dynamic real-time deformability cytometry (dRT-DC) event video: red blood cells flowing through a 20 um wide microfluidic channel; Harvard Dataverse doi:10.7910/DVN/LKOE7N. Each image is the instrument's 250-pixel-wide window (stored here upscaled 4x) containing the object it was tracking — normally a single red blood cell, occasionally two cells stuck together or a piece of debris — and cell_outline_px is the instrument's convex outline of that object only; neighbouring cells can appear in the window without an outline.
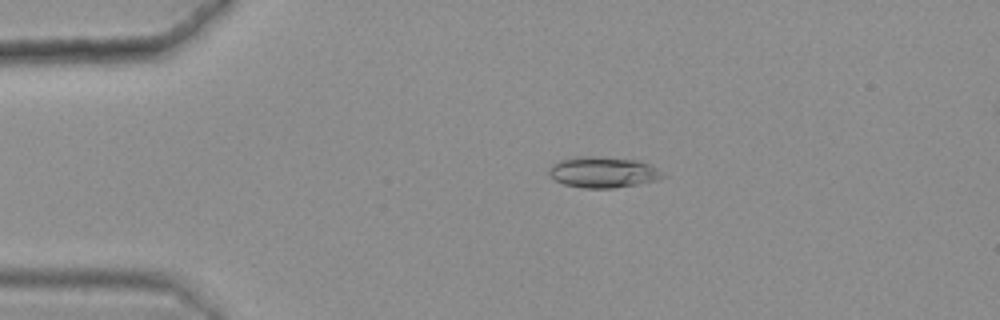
{"species": "common noctule bat (a hibernating species)", "species_latin": "Nyctalus noctula", "temperature_condition": "warm", "stored_images_in_passage": 38, "camera_frame_rate_fps": 3000, "um_per_image_px": 0.085, "animal": {"sex": "female", "body_mass_g": 25.1}, "frame": {"image": 1, "passage_image": 1, "time_ms": 0.0, "image_size_px": [1000, 320], "cell_outline_px": [[664, 176], [656, 180], [636, 184], [612, 188], [584, 188], [564, 184], [548, 176], [548, 168], [552, 164], [560, 160], [572, 156], [588, 156], [640, 160], [656, 168]], "centroid_in_image_um": [51.18, 14.63], "position_along_channel_um": 33.8, "area_um2": 20.4}}
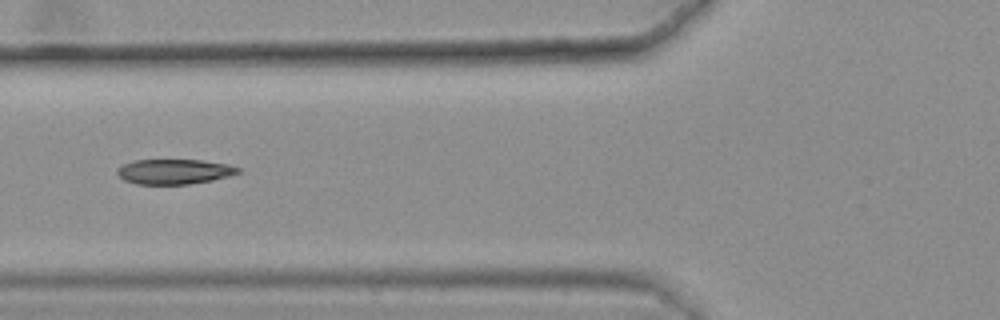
{"frame": {"image": 2, "passage_image": 11, "time_ms": 3.333, "image_size_px": [1000, 320], "cell_outline_px": [[244, 172], [212, 180], [188, 184], [136, 184], [124, 180], [116, 172], [124, 164], [136, 160], [200, 160], [228, 164], [240, 168]], "centroid_in_image_um": [14.86, 14.59], "position_along_channel_um": 110.9, "area_um2": 17.51}}
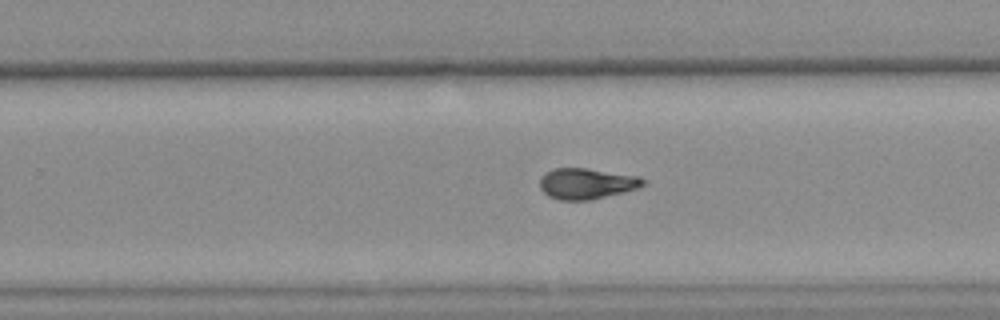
{"frame": {"image": 3, "passage_image": 25, "time_ms": 8.0, "image_size_px": [1000, 320], "cell_outline_px": [[648, 180], [644, 184], [636, 188], [624, 192], [592, 200], [560, 200], [548, 196], [540, 188], [540, 176], [544, 172], [552, 168], [584, 168], [640, 176]], "centroid_in_image_um": [49.85, 15.6], "position_along_channel_um": 280.0, "area_um2": 18.73}, "authors_computed_cell_mechanics": {"area_um2": 18.4671, "velocity_mm_per_s": 3.6213, "shape_relaxation_time_tau1_ms": 8.0037, "shape_relaxation_time_tau2_ms": 2.248, "deformation_change_tau1": 0.21, "deformation_change_tau2": 0.088}}